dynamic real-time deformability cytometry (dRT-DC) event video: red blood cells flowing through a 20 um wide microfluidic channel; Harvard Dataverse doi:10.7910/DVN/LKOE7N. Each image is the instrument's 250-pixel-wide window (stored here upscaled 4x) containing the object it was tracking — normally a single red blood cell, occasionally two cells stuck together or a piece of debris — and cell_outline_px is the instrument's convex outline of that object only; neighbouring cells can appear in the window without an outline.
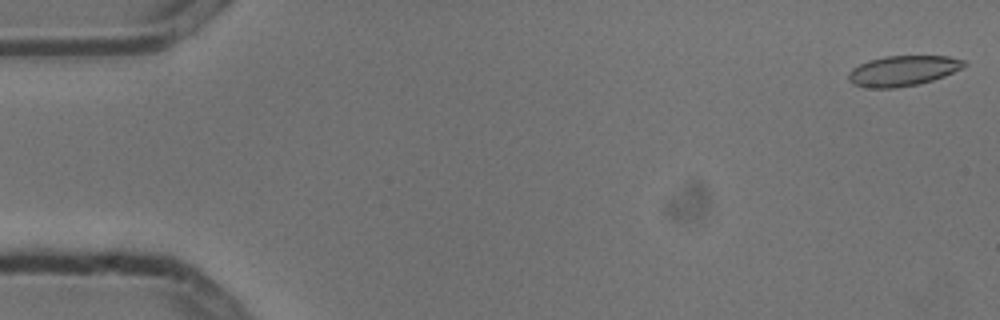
{"species": "common noctule bat (a hibernating species)", "species_latin": "Nyctalus noctula", "temperature_condition": "cold", "stored_images_in_passage": 7, "camera_frame_rate_fps": 3000, "um_per_image_px": 0.085, "animal": {"sex": "male", "body_mass_g": 13.3}, "frame": {"image": 1, "passage_image": 1, "time_ms": 0.0, "image_size_px": [1000, 320], "cell_outline_px": [[968, 64], [944, 76], [920, 84], [896, 88], [864, 88], [852, 84], [848, 80], [848, 72], [852, 68], [868, 60], [884, 56], [948, 56], [964, 60]], "centroid_in_image_um": [76.7, 6.02], "position_along_channel_um": 8.3, "area_um2": 20.58}}
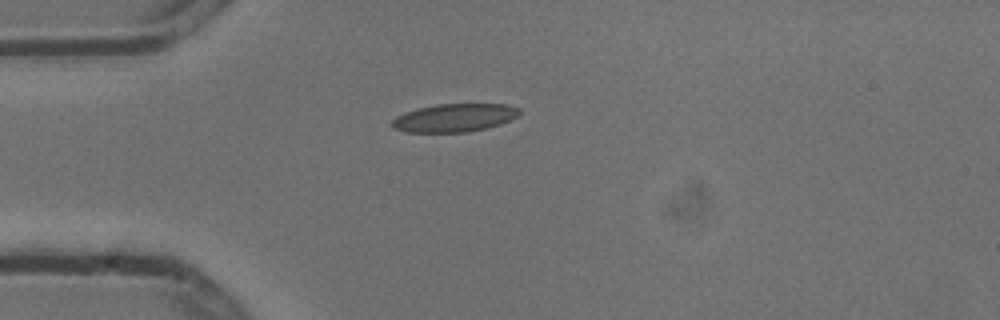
{"frame": {"image": 2, "passage_image": 4, "time_ms": 1.0, "image_size_px": [1000, 320], "cell_outline_px": [[520, 116], [500, 124], [488, 128], [468, 132], [404, 132], [392, 128], [388, 124], [396, 116], [404, 112], [416, 108], [436, 104], [508, 104], [520, 108]], "centroid_in_image_um": [38.6, 10.01], "position_along_channel_um": 46.4, "area_um2": 21.33}}
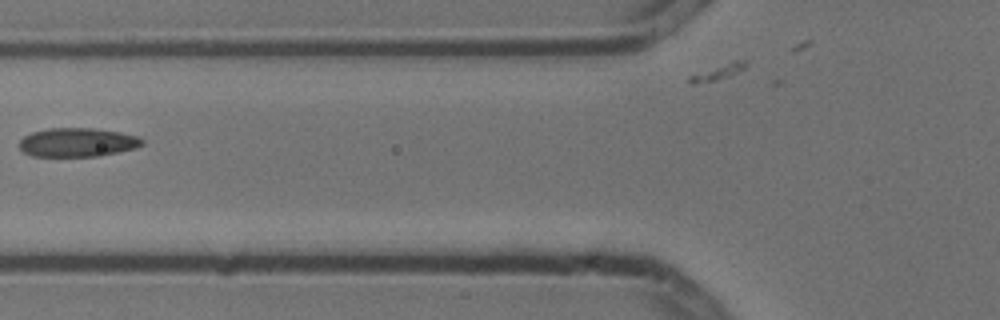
{"frame": {"image": 3, "passage_image": 6, "time_ms": 1.667, "image_size_px": [1000, 320], "cell_outline_px": [[144, 144], [136, 148], [96, 156], [32, 156], [24, 152], [20, 148], [20, 140], [24, 136], [32, 132], [48, 128], [92, 128], [120, 132], [140, 136], [144, 140]], "centroid_in_image_um": [6.6, 12.09], "position_along_channel_um": 119.2, "area_um2": 20.63}}